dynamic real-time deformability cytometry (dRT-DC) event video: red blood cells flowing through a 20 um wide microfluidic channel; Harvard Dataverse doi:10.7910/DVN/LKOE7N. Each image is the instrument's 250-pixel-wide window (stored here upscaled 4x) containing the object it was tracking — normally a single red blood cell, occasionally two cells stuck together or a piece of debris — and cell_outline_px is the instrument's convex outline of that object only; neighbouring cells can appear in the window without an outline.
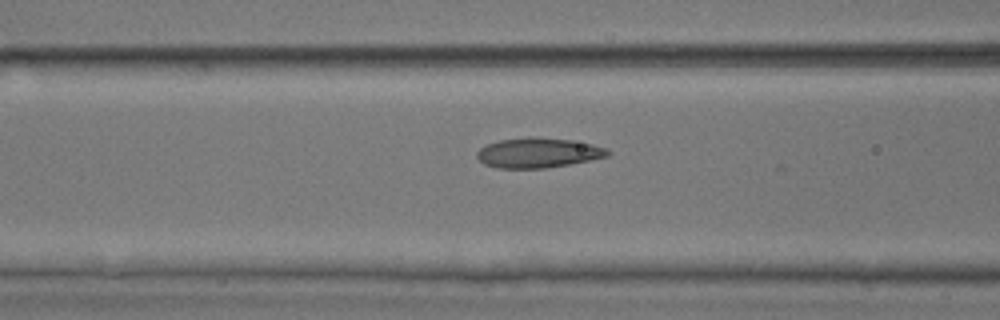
{"species": "common noctule bat (a hibernating species)", "species_latin": "Nyctalus noctula", "temperature_condition": "room temperature", "stored_images_in_passage": 31, "camera_frame_rate_fps": 3000, "um_per_image_px": 0.085, "animal": {"sex": "male", "body_mass_g": 17.9, "forearm_length_mm": 54.2}, "frame": {"image": 1, "passage_image": 22, "time_ms": 7.0, "image_size_px": [1000, 320], "cell_outline_px": [[612, 152], [608, 156], [548, 168], [496, 168], [484, 164], [476, 156], [476, 152], [480, 148], [488, 144], [500, 140], [528, 136], [532, 136], [572, 140], [592, 144], [604, 148]], "centroid_in_image_um": [45.71, 12.98], "position_along_channel_um": 120.9, "area_um2": 22.77}}